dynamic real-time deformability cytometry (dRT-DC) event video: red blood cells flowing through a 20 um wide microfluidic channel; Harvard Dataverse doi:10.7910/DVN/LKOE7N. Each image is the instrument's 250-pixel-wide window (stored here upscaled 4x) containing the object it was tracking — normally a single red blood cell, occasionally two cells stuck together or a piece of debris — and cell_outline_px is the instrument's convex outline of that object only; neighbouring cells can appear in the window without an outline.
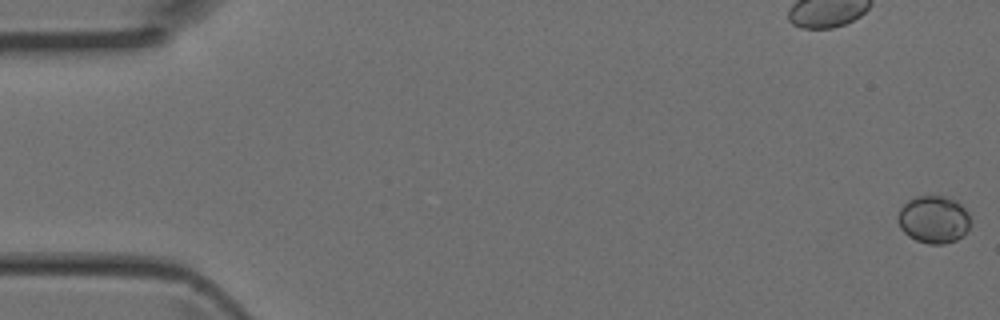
{"species": "Egyptian fruit bat (a non-hibernating species)", "species_latin": "Rousettus aegyptiacus", "temperature_condition": "room temperature", "stored_images_in_passage": 7, "camera_frame_rate_fps": 3000, "um_per_image_px": 0.085, "animal": {"sex": "female"}, "frame": {"image": 1, "passage_image": 1, "time_ms": 0.0, "image_size_px": [1000, 320], "cell_outline_px": [[968, 228], [956, 240], [944, 244], [928, 244], [916, 240], [908, 236], [900, 228], [896, 220], [896, 216], [900, 208], [908, 200], [916, 196], [948, 196], [956, 200], [968, 212]], "centroid_in_image_um": [79.31, 18.64], "position_along_channel_um": 5.7, "area_um2": 20.11}}